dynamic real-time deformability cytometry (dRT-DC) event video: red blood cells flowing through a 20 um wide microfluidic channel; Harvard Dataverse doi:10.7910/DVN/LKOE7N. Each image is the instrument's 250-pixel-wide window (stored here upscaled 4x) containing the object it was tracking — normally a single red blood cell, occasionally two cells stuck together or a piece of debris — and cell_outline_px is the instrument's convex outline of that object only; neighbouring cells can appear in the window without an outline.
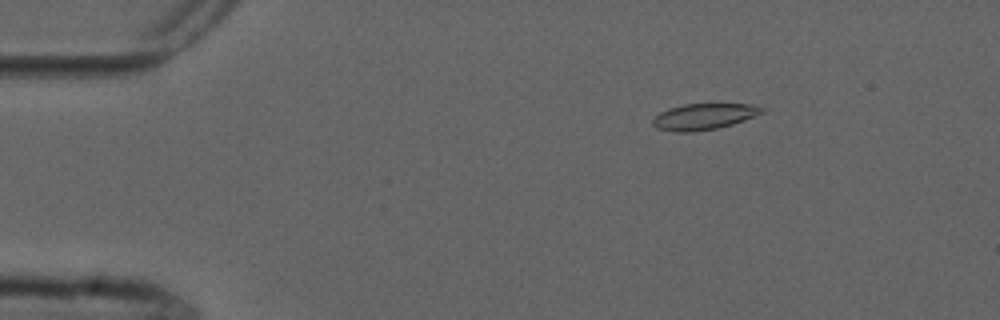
{"species": "common noctule bat (a hibernating species)", "species_latin": "Nyctalus noctula", "temperature_condition": "cold", "stored_images_in_passage": 5, "camera_frame_rate_fps": 3000, "um_per_image_px": 0.085, "animal": {"sex": "male", "forearm_length_mm": 52.5}, "frame": {"image": 1, "passage_image": 3, "time_ms": 2.333, "image_size_px": [1000, 320], "cell_outline_px": [[764, 112], [744, 120], [732, 124], [716, 128], [692, 132], [676, 132], [656, 128], [652, 124], [652, 120], [660, 112], [684, 104], [748, 104], [764, 108]], "centroid_in_image_um": [59.81, 9.91], "position_along_channel_um": 25.2, "area_um2": 16.36}}